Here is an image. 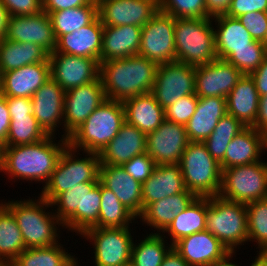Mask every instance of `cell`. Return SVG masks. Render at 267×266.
I'll return each instance as SVG.
<instances>
[{
	"instance_id": "6da1fadb",
	"label": "cell",
	"mask_w": 267,
	"mask_h": 266,
	"mask_svg": "<svg viewBox=\"0 0 267 266\" xmlns=\"http://www.w3.org/2000/svg\"><path fill=\"white\" fill-rule=\"evenodd\" d=\"M158 66L157 63L139 54L101 62L99 77L106 98L123 102L151 92Z\"/></svg>"
},
{
	"instance_id": "7a4b0ae2",
	"label": "cell",
	"mask_w": 267,
	"mask_h": 266,
	"mask_svg": "<svg viewBox=\"0 0 267 266\" xmlns=\"http://www.w3.org/2000/svg\"><path fill=\"white\" fill-rule=\"evenodd\" d=\"M51 137L52 135H48L33 144L5 147L3 171L10 173L12 177L31 181L46 180L47 183L60 155L68 146V139H61L62 145L56 146Z\"/></svg>"
},
{
	"instance_id": "3957f363",
	"label": "cell",
	"mask_w": 267,
	"mask_h": 266,
	"mask_svg": "<svg viewBox=\"0 0 267 266\" xmlns=\"http://www.w3.org/2000/svg\"><path fill=\"white\" fill-rule=\"evenodd\" d=\"M124 123L123 103L107 99L69 136L68 145L73 150L81 147L86 153L99 154Z\"/></svg>"
},
{
	"instance_id": "277c9868",
	"label": "cell",
	"mask_w": 267,
	"mask_h": 266,
	"mask_svg": "<svg viewBox=\"0 0 267 266\" xmlns=\"http://www.w3.org/2000/svg\"><path fill=\"white\" fill-rule=\"evenodd\" d=\"M174 35L177 62L196 67L217 59L210 18H175Z\"/></svg>"
},
{
	"instance_id": "5b68a950",
	"label": "cell",
	"mask_w": 267,
	"mask_h": 266,
	"mask_svg": "<svg viewBox=\"0 0 267 266\" xmlns=\"http://www.w3.org/2000/svg\"><path fill=\"white\" fill-rule=\"evenodd\" d=\"M186 189L196 197L218 196L222 168L203 142L190 141L179 162Z\"/></svg>"
},
{
	"instance_id": "8992f818",
	"label": "cell",
	"mask_w": 267,
	"mask_h": 266,
	"mask_svg": "<svg viewBox=\"0 0 267 266\" xmlns=\"http://www.w3.org/2000/svg\"><path fill=\"white\" fill-rule=\"evenodd\" d=\"M205 230L234 253L235 245L248 240L246 204L232 202L219 196L207 197Z\"/></svg>"
},
{
	"instance_id": "52a82bcc",
	"label": "cell",
	"mask_w": 267,
	"mask_h": 266,
	"mask_svg": "<svg viewBox=\"0 0 267 266\" xmlns=\"http://www.w3.org/2000/svg\"><path fill=\"white\" fill-rule=\"evenodd\" d=\"M15 217L27 248L49 247L57 244L54 224L61 221L56 215L50 216L43 211V206L51 203L40 197V201L32 200L8 202L4 204ZM42 207V208H41ZM56 220V221H55ZM55 221V222H54Z\"/></svg>"
},
{
	"instance_id": "ba28073f",
	"label": "cell",
	"mask_w": 267,
	"mask_h": 266,
	"mask_svg": "<svg viewBox=\"0 0 267 266\" xmlns=\"http://www.w3.org/2000/svg\"><path fill=\"white\" fill-rule=\"evenodd\" d=\"M74 150L68 145L52 172L48 182L42 190L41 198L52 202L60 193L69 190L76 184L86 182H99L100 156L97 153H89V158L73 159Z\"/></svg>"
},
{
	"instance_id": "9c48e42d",
	"label": "cell",
	"mask_w": 267,
	"mask_h": 266,
	"mask_svg": "<svg viewBox=\"0 0 267 266\" xmlns=\"http://www.w3.org/2000/svg\"><path fill=\"white\" fill-rule=\"evenodd\" d=\"M218 196L242 204L267 198V163L258 161L223 169Z\"/></svg>"
},
{
	"instance_id": "30bf717a",
	"label": "cell",
	"mask_w": 267,
	"mask_h": 266,
	"mask_svg": "<svg viewBox=\"0 0 267 266\" xmlns=\"http://www.w3.org/2000/svg\"><path fill=\"white\" fill-rule=\"evenodd\" d=\"M175 18L158 11L143 27L138 54L159 64L176 61Z\"/></svg>"
},
{
	"instance_id": "8fae6325",
	"label": "cell",
	"mask_w": 267,
	"mask_h": 266,
	"mask_svg": "<svg viewBox=\"0 0 267 266\" xmlns=\"http://www.w3.org/2000/svg\"><path fill=\"white\" fill-rule=\"evenodd\" d=\"M151 93L164 109L195 94V67L177 61L159 64Z\"/></svg>"
},
{
	"instance_id": "7c38bea8",
	"label": "cell",
	"mask_w": 267,
	"mask_h": 266,
	"mask_svg": "<svg viewBox=\"0 0 267 266\" xmlns=\"http://www.w3.org/2000/svg\"><path fill=\"white\" fill-rule=\"evenodd\" d=\"M129 227H93L82 235L94 241L96 266H123L131 261Z\"/></svg>"
},
{
	"instance_id": "4fadbf2b",
	"label": "cell",
	"mask_w": 267,
	"mask_h": 266,
	"mask_svg": "<svg viewBox=\"0 0 267 266\" xmlns=\"http://www.w3.org/2000/svg\"><path fill=\"white\" fill-rule=\"evenodd\" d=\"M101 78L65 91L64 96V127L65 138L79 128L91 113L106 101Z\"/></svg>"
},
{
	"instance_id": "5bb4252c",
	"label": "cell",
	"mask_w": 267,
	"mask_h": 266,
	"mask_svg": "<svg viewBox=\"0 0 267 266\" xmlns=\"http://www.w3.org/2000/svg\"><path fill=\"white\" fill-rule=\"evenodd\" d=\"M189 142L185 125L164 120L146 134V153L156 165L178 164Z\"/></svg>"
},
{
	"instance_id": "9a60e30c",
	"label": "cell",
	"mask_w": 267,
	"mask_h": 266,
	"mask_svg": "<svg viewBox=\"0 0 267 266\" xmlns=\"http://www.w3.org/2000/svg\"><path fill=\"white\" fill-rule=\"evenodd\" d=\"M50 76L65 91L96 81L100 63L93 58L53 51L49 54Z\"/></svg>"
},
{
	"instance_id": "2e32d148",
	"label": "cell",
	"mask_w": 267,
	"mask_h": 266,
	"mask_svg": "<svg viewBox=\"0 0 267 266\" xmlns=\"http://www.w3.org/2000/svg\"><path fill=\"white\" fill-rule=\"evenodd\" d=\"M103 26L143 27L158 11V0H97Z\"/></svg>"
},
{
	"instance_id": "e0dca14e",
	"label": "cell",
	"mask_w": 267,
	"mask_h": 266,
	"mask_svg": "<svg viewBox=\"0 0 267 266\" xmlns=\"http://www.w3.org/2000/svg\"><path fill=\"white\" fill-rule=\"evenodd\" d=\"M243 73L222 59L195 67V94L197 97L226 98Z\"/></svg>"
},
{
	"instance_id": "ac0fdd59",
	"label": "cell",
	"mask_w": 267,
	"mask_h": 266,
	"mask_svg": "<svg viewBox=\"0 0 267 266\" xmlns=\"http://www.w3.org/2000/svg\"><path fill=\"white\" fill-rule=\"evenodd\" d=\"M6 39L13 42L34 43L40 45L49 54L56 49V38L47 12L36 15L10 16Z\"/></svg>"
},
{
	"instance_id": "d6986e66",
	"label": "cell",
	"mask_w": 267,
	"mask_h": 266,
	"mask_svg": "<svg viewBox=\"0 0 267 266\" xmlns=\"http://www.w3.org/2000/svg\"><path fill=\"white\" fill-rule=\"evenodd\" d=\"M173 247L190 266H211L232 254L206 230L181 238Z\"/></svg>"
},
{
	"instance_id": "ffe728a7",
	"label": "cell",
	"mask_w": 267,
	"mask_h": 266,
	"mask_svg": "<svg viewBox=\"0 0 267 266\" xmlns=\"http://www.w3.org/2000/svg\"><path fill=\"white\" fill-rule=\"evenodd\" d=\"M50 62L28 64L0 75V94L4 97H28L50 78Z\"/></svg>"
},
{
	"instance_id": "44dd1931",
	"label": "cell",
	"mask_w": 267,
	"mask_h": 266,
	"mask_svg": "<svg viewBox=\"0 0 267 266\" xmlns=\"http://www.w3.org/2000/svg\"><path fill=\"white\" fill-rule=\"evenodd\" d=\"M65 90L51 77L31 97L33 116L48 135L64 117Z\"/></svg>"
},
{
	"instance_id": "7402d4cb",
	"label": "cell",
	"mask_w": 267,
	"mask_h": 266,
	"mask_svg": "<svg viewBox=\"0 0 267 266\" xmlns=\"http://www.w3.org/2000/svg\"><path fill=\"white\" fill-rule=\"evenodd\" d=\"M100 182L110 189L135 217L142 214V184L120 165H100Z\"/></svg>"
},
{
	"instance_id": "603a6c76",
	"label": "cell",
	"mask_w": 267,
	"mask_h": 266,
	"mask_svg": "<svg viewBox=\"0 0 267 266\" xmlns=\"http://www.w3.org/2000/svg\"><path fill=\"white\" fill-rule=\"evenodd\" d=\"M104 26L97 16L90 24L56 39V52L96 59L100 63Z\"/></svg>"
},
{
	"instance_id": "cb8c5ba5",
	"label": "cell",
	"mask_w": 267,
	"mask_h": 266,
	"mask_svg": "<svg viewBox=\"0 0 267 266\" xmlns=\"http://www.w3.org/2000/svg\"><path fill=\"white\" fill-rule=\"evenodd\" d=\"M142 153H146V134L125 122L118 134L99 153L100 165L122 166Z\"/></svg>"
},
{
	"instance_id": "d4e9b609",
	"label": "cell",
	"mask_w": 267,
	"mask_h": 266,
	"mask_svg": "<svg viewBox=\"0 0 267 266\" xmlns=\"http://www.w3.org/2000/svg\"><path fill=\"white\" fill-rule=\"evenodd\" d=\"M185 190L179 163L156 165L151 176L142 183V212L150 203Z\"/></svg>"
},
{
	"instance_id": "484cf974",
	"label": "cell",
	"mask_w": 267,
	"mask_h": 266,
	"mask_svg": "<svg viewBox=\"0 0 267 266\" xmlns=\"http://www.w3.org/2000/svg\"><path fill=\"white\" fill-rule=\"evenodd\" d=\"M141 33L137 25L104 26L100 63L138 55Z\"/></svg>"
},
{
	"instance_id": "4316f807",
	"label": "cell",
	"mask_w": 267,
	"mask_h": 266,
	"mask_svg": "<svg viewBox=\"0 0 267 266\" xmlns=\"http://www.w3.org/2000/svg\"><path fill=\"white\" fill-rule=\"evenodd\" d=\"M264 148L267 149V137L253 127H245L228 144L224 159L220 162L221 168L258 162Z\"/></svg>"
},
{
	"instance_id": "83f0119b",
	"label": "cell",
	"mask_w": 267,
	"mask_h": 266,
	"mask_svg": "<svg viewBox=\"0 0 267 266\" xmlns=\"http://www.w3.org/2000/svg\"><path fill=\"white\" fill-rule=\"evenodd\" d=\"M226 113V98L198 97L195 113L185 125L189 141L203 142L207 139Z\"/></svg>"
},
{
	"instance_id": "f1b7e54d",
	"label": "cell",
	"mask_w": 267,
	"mask_h": 266,
	"mask_svg": "<svg viewBox=\"0 0 267 266\" xmlns=\"http://www.w3.org/2000/svg\"><path fill=\"white\" fill-rule=\"evenodd\" d=\"M259 99L254 80L250 75L243 74L226 97L227 113L245 127H253L257 118Z\"/></svg>"
},
{
	"instance_id": "f546056e",
	"label": "cell",
	"mask_w": 267,
	"mask_h": 266,
	"mask_svg": "<svg viewBox=\"0 0 267 266\" xmlns=\"http://www.w3.org/2000/svg\"><path fill=\"white\" fill-rule=\"evenodd\" d=\"M125 122L149 134L165 120L164 108L158 104L151 92L140 94L122 102Z\"/></svg>"
},
{
	"instance_id": "4dcf8cb0",
	"label": "cell",
	"mask_w": 267,
	"mask_h": 266,
	"mask_svg": "<svg viewBox=\"0 0 267 266\" xmlns=\"http://www.w3.org/2000/svg\"><path fill=\"white\" fill-rule=\"evenodd\" d=\"M218 22L215 30L217 58L225 60L235 49L264 48L263 43L254 40L237 18L227 15L215 17Z\"/></svg>"
},
{
	"instance_id": "1f68e13d",
	"label": "cell",
	"mask_w": 267,
	"mask_h": 266,
	"mask_svg": "<svg viewBox=\"0 0 267 266\" xmlns=\"http://www.w3.org/2000/svg\"><path fill=\"white\" fill-rule=\"evenodd\" d=\"M196 196L188 191L174 194L150 203L142 212L141 218L156 229L164 231L175 216L186 209Z\"/></svg>"
},
{
	"instance_id": "d6a6232c",
	"label": "cell",
	"mask_w": 267,
	"mask_h": 266,
	"mask_svg": "<svg viewBox=\"0 0 267 266\" xmlns=\"http://www.w3.org/2000/svg\"><path fill=\"white\" fill-rule=\"evenodd\" d=\"M49 53L34 43L13 42L8 39L0 41V75L38 62H46Z\"/></svg>"
},
{
	"instance_id": "836d02e7",
	"label": "cell",
	"mask_w": 267,
	"mask_h": 266,
	"mask_svg": "<svg viewBox=\"0 0 267 266\" xmlns=\"http://www.w3.org/2000/svg\"><path fill=\"white\" fill-rule=\"evenodd\" d=\"M206 216L207 197H196L186 209L175 216L163 232L170 233L173 246L183 237L205 231Z\"/></svg>"
},
{
	"instance_id": "e575fe53",
	"label": "cell",
	"mask_w": 267,
	"mask_h": 266,
	"mask_svg": "<svg viewBox=\"0 0 267 266\" xmlns=\"http://www.w3.org/2000/svg\"><path fill=\"white\" fill-rule=\"evenodd\" d=\"M50 17L53 32L57 39L60 35L71 34L77 29L90 24L98 16L97 0L77 8L47 13Z\"/></svg>"
},
{
	"instance_id": "d590c367",
	"label": "cell",
	"mask_w": 267,
	"mask_h": 266,
	"mask_svg": "<svg viewBox=\"0 0 267 266\" xmlns=\"http://www.w3.org/2000/svg\"><path fill=\"white\" fill-rule=\"evenodd\" d=\"M25 249L22 233L15 217L4 204H0V257L2 256L0 260L8 266Z\"/></svg>"
},
{
	"instance_id": "8d00e7d4",
	"label": "cell",
	"mask_w": 267,
	"mask_h": 266,
	"mask_svg": "<svg viewBox=\"0 0 267 266\" xmlns=\"http://www.w3.org/2000/svg\"><path fill=\"white\" fill-rule=\"evenodd\" d=\"M83 200H84V183L76 184L69 190L60 193L51 205L57 204V217L61 224L67 225L69 229H73L83 234ZM60 204V205H59Z\"/></svg>"
},
{
	"instance_id": "74e56055",
	"label": "cell",
	"mask_w": 267,
	"mask_h": 266,
	"mask_svg": "<svg viewBox=\"0 0 267 266\" xmlns=\"http://www.w3.org/2000/svg\"><path fill=\"white\" fill-rule=\"evenodd\" d=\"M75 261L57 243L49 247L27 248L8 266H77Z\"/></svg>"
},
{
	"instance_id": "f35d334b",
	"label": "cell",
	"mask_w": 267,
	"mask_h": 266,
	"mask_svg": "<svg viewBox=\"0 0 267 266\" xmlns=\"http://www.w3.org/2000/svg\"><path fill=\"white\" fill-rule=\"evenodd\" d=\"M245 126L235 117L226 113L207 139L203 141L210 155L219 163L224 159L225 151L232 139Z\"/></svg>"
},
{
	"instance_id": "ab89813d",
	"label": "cell",
	"mask_w": 267,
	"mask_h": 266,
	"mask_svg": "<svg viewBox=\"0 0 267 266\" xmlns=\"http://www.w3.org/2000/svg\"><path fill=\"white\" fill-rule=\"evenodd\" d=\"M101 205L98 227H128L135 216L100 182Z\"/></svg>"
},
{
	"instance_id": "60d3db41",
	"label": "cell",
	"mask_w": 267,
	"mask_h": 266,
	"mask_svg": "<svg viewBox=\"0 0 267 266\" xmlns=\"http://www.w3.org/2000/svg\"><path fill=\"white\" fill-rule=\"evenodd\" d=\"M10 119L5 147L33 144L48 136L33 115L15 116Z\"/></svg>"
},
{
	"instance_id": "b9f144b4",
	"label": "cell",
	"mask_w": 267,
	"mask_h": 266,
	"mask_svg": "<svg viewBox=\"0 0 267 266\" xmlns=\"http://www.w3.org/2000/svg\"><path fill=\"white\" fill-rule=\"evenodd\" d=\"M160 233L150 234L139 245L132 244L131 261L136 266H161L165 255L173 247L165 249Z\"/></svg>"
},
{
	"instance_id": "7bdbcfd3",
	"label": "cell",
	"mask_w": 267,
	"mask_h": 266,
	"mask_svg": "<svg viewBox=\"0 0 267 266\" xmlns=\"http://www.w3.org/2000/svg\"><path fill=\"white\" fill-rule=\"evenodd\" d=\"M248 240L256 239L261 251H267V198L246 204Z\"/></svg>"
},
{
	"instance_id": "ee69618b",
	"label": "cell",
	"mask_w": 267,
	"mask_h": 266,
	"mask_svg": "<svg viewBox=\"0 0 267 266\" xmlns=\"http://www.w3.org/2000/svg\"><path fill=\"white\" fill-rule=\"evenodd\" d=\"M159 10L174 18H207L205 0H158Z\"/></svg>"
},
{
	"instance_id": "f6af8a7d",
	"label": "cell",
	"mask_w": 267,
	"mask_h": 266,
	"mask_svg": "<svg viewBox=\"0 0 267 266\" xmlns=\"http://www.w3.org/2000/svg\"><path fill=\"white\" fill-rule=\"evenodd\" d=\"M100 205V181L84 183L83 233L90 228L98 227Z\"/></svg>"
},
{
	"instance_id": "bcb514c9",
	"label": "cell",
	"mask_w": 267,
	"mask_h": 266,
	"mask_svg": "<svg viewBox=\"0 0 267 266\" xmlns=\"http://www.w3.org/2000/svg\"><path fill=\"white\" fill-rule=\"evenodd\" d=\"M265 56V48H242L235 49L225 60L243 74L250 75L261 65Z\"/></svg>"
},
{
	"instance_id": "7dc6e473",
	"label": "cell",
	"mask_w": 267,
	"mask_h": 266,
	"mask_svg": "<svg viewBox=\"0 0 267 266\" xmlns=\"http://www.w3.org/2000/svg\"><path fill=\"white\" fill-rule=\"evenodd\" d=\"M198 103L196 94H189L178 99L175 103L164 109L165 120L186 125L191 116L195 113Z\"/></svg>"
},
{
	"instance_id": "c3c4849f",
	"label": "cell",
	"mask_w": 267,
	"mask_h": 266,
	"mask_svg": "<svg viewBox=\"0 0 267 266\" xmlns=\"http://www.w3.org/2000/svg\"><path fill=\"white\" fill-rule=\"evenodd\" d=\"M155 166L156 163L147 153L136 155L122 165L125 171L141 184L151 176Z\"/></svg>"
},
{
	"instance_id": "681fc988",
	"label": "cell",
	"mask_w": 267,
	"mask_h": 266,
	"mask_svg": "<svg viewBox=\"0 0 267 266\" xmlns=\"http://www.w3.org/2000/svg\"><path fill=\"white\" fill-rule=\"evenodd\" d=\"M254 40L263 41L267 31V12H248L237 18Z\"/></svg>"
},
{
	"instance_id": "f907efd6",
	"label": "cell",
	"mask_w": 267,
	"mask_h": 266,
	"mask_svg": "<svg viewBox=\"0 0 267 266\" xmlns=\"http://www.w3.org/2000/svg\"><path fill=\"white\" fill-rule=\"evenodd\" d=\"M10 16L36 15L42 11V0H0Z\"/></svg>"
},
{
	"instance_id": "816d5d0a",
	"label": "cell",
	"mask_w": 267,
	"mask_h": 266,
	"mask_svg": "<svg viewBox=\"0 0 267 266\" xmlns=\"http://www.w3.org/2000/svg\"><path fill=\"white\" fill-rule=\"evenodd\" d=\"M267 12V0H232L227 16L238 18L248 12Z\"/></svg>"
},
{
	"instance_id": "f5cc1de1",
	"label": "cell",
	"mask_w": 267,
	"mask_h": 266,
	"mask_svg": "<svg viewBox=\"0 0 267 266\" xmlns=\"http://www.w3.org/2000/svg\"><path fill=\"white\" fill-rule=\"evenodd\" d=\"M10 117L33 115L32 100L28 97H5Z\"/></svg>"
},
{
	"instance_id": "db71d44e",
	"label": "cell",
	"mask_w": 267,
	"mask_h": 266,
	"mask_svg": "<svg viewBox=\"0 0 267 266\" xmlns=\"http://www.w3.org/2000/svg\"><path fill=\"white\" fill-rule=\"evenodd\" d=\"M91 0H42V11L52 13L55 11L77 8L87 5Z\"/></svg>"
},
{
	"instance_id": "11a10c76",
	"label": "cell",
	"mask_w": 267,
	"mask_h": 266,
	"mask_svg": "<svg viewBox=\"0 0 267 266\" xmlns=\"http://www.w3.org/2000/svg\"><path fill=\"white\" fill-rule=\"evenodd\" d=\"M260 97L267 94V54L256 71L250 74Z\"/></svg>"
},
{
	"instance_id": "9f6ffc18",
	"label": "cell",
	"mask_w": 267,
	"mask_h": 266,
	"mask_svg": "<svg viewBox=\"0 0 267 266\" xmlns=\"http://www.w3.org/2000/svg\"><path fill=\"white\" fill-rule=\"evenodd\" d=\"M10 114L6 98L0 94V142L6 145L8 130L10 126Z\"/></svg>"
},
{
	"instance_id": "6f0895ef",
	"label": "cell",
	"mask_w": 267,
	"mask_h": 266,
	"mask_svg": "<svg viewBox=\"0 0 267 266\" xmlns=\"http://www.w3.org/2000/svg\"><path fill=\"white\" fill-rule=\"evenodd\" d=\"M232 0H205L207 18L227 15Z\"/></svg>"
},
{
	"instance_id": "680465c9",
	"label": "cell",
	"mask_w": 267,
	"mask_h": 266,
	"mask_svg": "<svg viewBox=\"0 0 267 266\" xmlns=\"http://www.w3.org/2000/svg\"><path fill=\"white\" fill-rule=\"evenodd\" d=\"M253 128L267 137V94L259 99L257 118Z\"/></svg>"
},
{
	"instance_id": "91938a15",
	"label": "cell",
	"mask_w": 267,
	"mask_h": 266,
	"mask_svg": "<svg viewBox=\"0 0 267 266\" xmlns=\"http://www.w3.org/2000/svg\"><path fill=\"white\" fill-rule=\"evenodd\" d=\"M161 266H190L186 260L172 247L165 255Z\"/></svg>"
},
{
	"instance_id": "94428289",
	"label": "cell",
	"mask_w": 267,
	"mask_h": 266,
	"mask_svg": "<svg viewBox=\"0 0 267 266\" xmlns=\"http://www.w3.org/2000/svg\"><path fill=\"white\" fill-rule=\"evenodd\" d=\"M9 13L4 6V4L0 1V41L5 39L7 33V26L9 20Z\"/></svg>"
},
{
	"instance_id": "6125c7cd",
	"label": "cell",
	"mask_w": 267,
	"mask_h": 266,
	"mask_svg": "<svg viewBox=\"0 0 267 266\" xmlns=\"http://www.w3.org/2000/svg\"><path fill=\"white\" fill-rule=\"evenodd\" d=\"M251 266H267V251H260L258 258L255 259Z\"/></svg>"
},
{
	"instance_id": "be15d7a7",
	"label": "cell",
	"mask_w": 267,
	"mask_h": 266,
	"mask_svg": "<svg viewBox=\"0 0 267 266\" xmlns=\"http://www.w3.org/2000/svg\"><path fill=\"white\" fill-rule=\"evenodd\" d=\"M5 157V144L0 142V170L3 171Z\"/></svg>"
},
{
	"instance_id": "e7e4bbea",
	"label": "cell",
	"mask_w": 267,
	"mask_h": 266,
	"mask_svg": "<svg viewBox=\"0 0 267 266\" xmlns=\"http://www.w3.org/2000/svg\"><path fill=\"white\" fill-rule=\"evenodd\" d=\"M231 256H232V254L229 257H227L226 259H224L223 261L217 262L211 266H237L235 264L228 262L230 260L228 258H231Z\"/></svg>"
},
{
	"instance_id": "03108f58",
	"label": "cell",
	"mask_w": 267,
	"mask_h": 266,
	"mask_svg": "<svg viewBox=\"0 0 267 266\" xmlns=\"http://www.w3.org/2000/svg\"><path fill=\"white\" fill-rule=\"evenodd\" d=\"M262 43H263V46L265 48V52L267 54V31H266V36H265L264 40L262 41Z\"/></svg>"
},
{
	"instance_id": "003e7915",
	"label": "cell",
	"mask_w": 267,
	"mask_h": 266,
	"mask_svg": "<svg viewBox=\"0 0 267 266\" xmlns=\"http://www.w3.org/2000/svg\"><path fill=\"white\" fill-rule=\"evenodd\" d=\"M123 266H136L132 261L127 262Z\"/></svg>"
},
{
	"instance_id": "a7ac6f4b",
	"label": "cell",
	"mask_w": 267,
	"mask_h": 266,
	"mask_svg": "<svg viewBox=\"0 0 267 266\" xmlns=\"http://www.w3.org/2000/svg\"><path fill=\"white\" fill-rule=\"evenodd\" d=\"M0 266H6V265H4V264L2 263V261L0 260Z\"/></svg>"
}]
</instances>
